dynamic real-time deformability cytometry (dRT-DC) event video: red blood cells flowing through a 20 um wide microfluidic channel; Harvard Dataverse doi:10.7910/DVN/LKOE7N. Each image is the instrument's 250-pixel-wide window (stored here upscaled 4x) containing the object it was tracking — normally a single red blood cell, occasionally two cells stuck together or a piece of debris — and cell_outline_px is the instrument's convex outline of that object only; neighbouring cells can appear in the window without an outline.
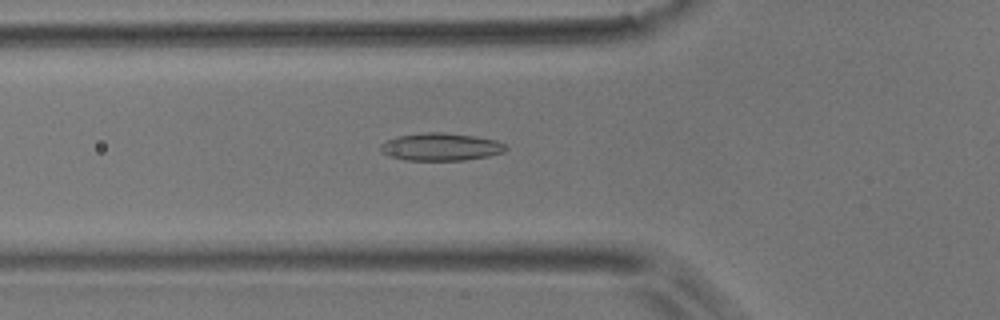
{"species": "common noctule bat (a hibernating species)", "species_latin": "Nyctalus noctula", "temperature_condition": "room temperature", "stored_images_in_passage": 51, "camera_frame_rate_fps": 3000, "um_per_image_px": 0.085, "animal": {"sex": "male", "body_mass_g": 17.9}, "frame": {"image": 1, "passage_image": 17, "time_ms": 5.333, "image_size_px": [1000, 320], "cell_outline_px": [[508, 148], [504, 152], [488, 156], [464, 160], [404, 160], [388, 156], [380, 152], [380, 144], [396, 136], [424, 132], [444, 132], [476, 136], [496, 140], [504, 144]], "centroid_in_image_um": [37.44, 12.48], "position_along_channel_um": 88.4, "area_um2": 20.35}}
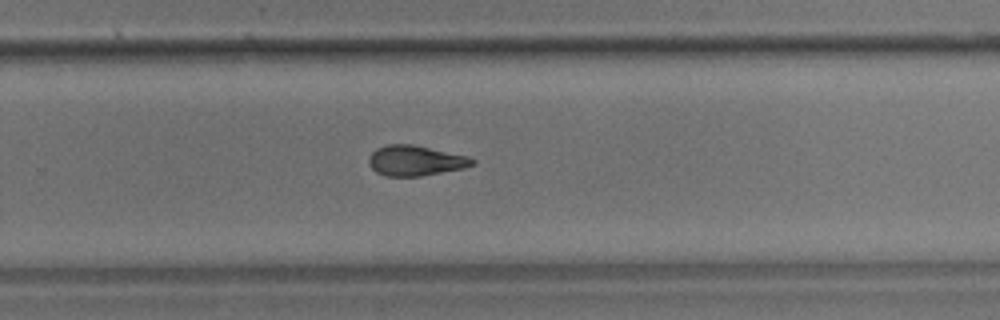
{"frame": {"image": 2, "passage_image": 33, "time_ms": 10.667, "image_size_px": [1000, 320], "cell_outline_px": [[476, 164], [464, 168], [420, 176], [384, 176], [376, 172], [368, 164], [368, 156], [376, 148], [388, 144], [412, 144], [468, 156], [476, 160]], "centroid_in_image_um": [35.29, 13.65], "position_along_channel_um": 294.5, "area_um2": 18.38}}
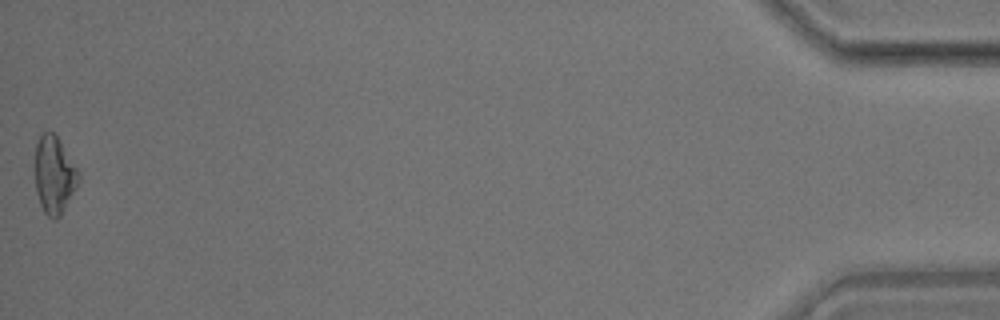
{"frame": {"image": 3, "passage_image": 51, "time_ms": 16.667, "image_size_px": [1000, 320], "cell_outline_px": [[80, 176], [76, 188], [60, 216], [56, 220], [52, 220], [44, 212], [40, 204], [36, 192], [36, 144], [40, 136], [44, 132], [52, 132], [60, 140], [76, 168]], "centroid_in_image_um": [4.61, 14.9], "position_along_channel_um": 430.6, "area_um2": 19.31}, "authors_computed_cell_mechanics": {"area_um2": 18.9006, "velocity_mm_per_s": 3.8636, "shape_relaxation_time_tau1_ms": null, "shape_relaxation_time_tau2_ms": 3.2096, "deformation_change_tau1": null, "deformation_change_tau2": 0.1127}}